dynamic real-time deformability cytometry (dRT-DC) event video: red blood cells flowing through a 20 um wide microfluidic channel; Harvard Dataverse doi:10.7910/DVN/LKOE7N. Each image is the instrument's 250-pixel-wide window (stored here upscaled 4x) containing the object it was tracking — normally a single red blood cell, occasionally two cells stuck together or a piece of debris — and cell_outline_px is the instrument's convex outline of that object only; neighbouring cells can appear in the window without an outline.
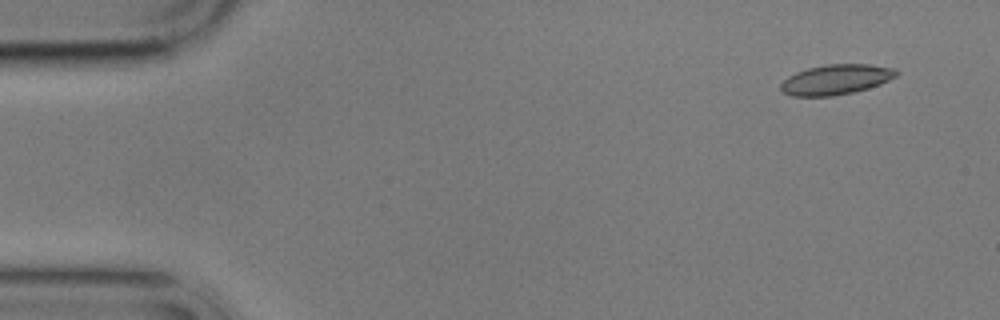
{"species": "common noctule bat (a hibernating species)", "species_latin": "Nyctalus noctula", "temperature_condition": "cold", "stored_images_in_passage": 4, "camera_frame_rate_fps": 3000, "um_per_image_px": 0.085, "animal": {"sex": "male", "body_mass_g": 17.9}, "frame": {"image": 1, "passage_image": 1, "time_ms": 0.0, "image_size_px": [1000, 320], "cell_outline_px": [[900, 72], [896, 76], [880, 84], [868, 88], [852, 92], [832, 96], [792, 96], [784, 92], [780, 88], [780, 84], [788, 76], [796, 72], [808, 68], [828, 64], [868, 64], [896, 68]], "centroid_in_image_um": [71.07, 6.75], "position_along_channel_um": 13.9, "area_um2": 20.23}}
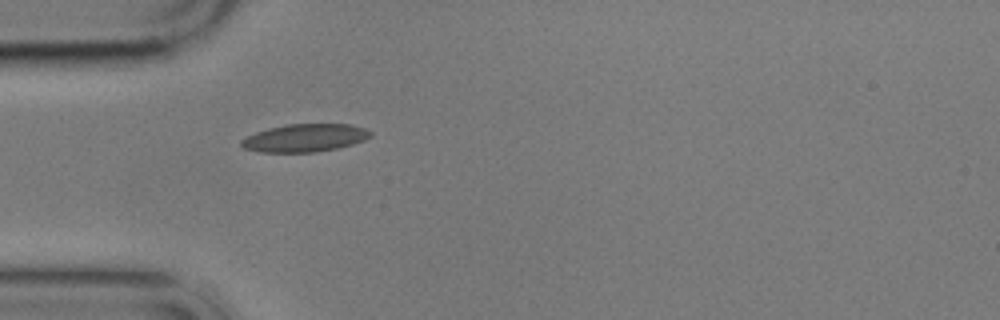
{"frame": {"image": 2, "passage_image": 4, "time_ms": 4.333, "image_size_px": [1000, 320], "cell_outline_px": [[372, 136], [364, 140], [352, 144], [336, 148], [316, 152], [260, 152], [240, 148], [240, 140], [256, 132], [268, 128], [288, 124], [352, 124], [364, 128], [372, 132]], "centroid_in_image_um": [25.89, 11.72], "position_along_channel_um": 59.1, "area_um2": 21.04}}